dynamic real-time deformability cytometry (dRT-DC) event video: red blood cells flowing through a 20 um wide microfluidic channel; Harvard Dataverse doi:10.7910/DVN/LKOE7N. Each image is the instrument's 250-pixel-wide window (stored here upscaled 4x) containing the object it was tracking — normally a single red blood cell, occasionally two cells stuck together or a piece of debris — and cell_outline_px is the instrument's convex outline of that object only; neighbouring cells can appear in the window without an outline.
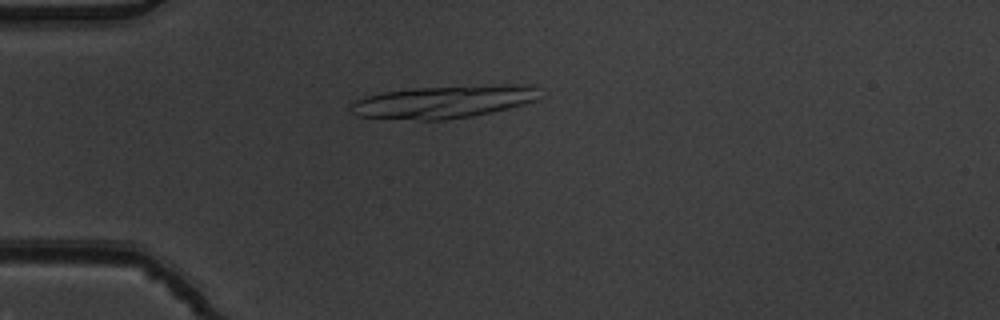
{"species": "common noctule bat (a hibernating species)", "species_latin": "Nyctalus noctula", "temperature_condition": "warm", "stored_images_in_passage": 2, "camera_frame_rate_fps": 3000, "um_per_image_px": 0.085, "animal": {"sex": "male", "body_mass_g": 19.5, "forearm_length_mm": 54.6}, "frame": {"image": 1, "passage_image": 1, "time_ms": 0.0, "image_size_px": [1000, 320], "cell_outline_px": [[540, 100], [492, 112], [472, 116], [444, 120], [420, 120], [356, 116], [348, 108], [356, 100], [368, 96], [384, 92], [416, 88], [500, 84], [528, 84], [536, 88]], "centroid_in_image_um": [37.76, 8.65], "position_along_channel_um": 47.2, "area_um2": 35.89}}